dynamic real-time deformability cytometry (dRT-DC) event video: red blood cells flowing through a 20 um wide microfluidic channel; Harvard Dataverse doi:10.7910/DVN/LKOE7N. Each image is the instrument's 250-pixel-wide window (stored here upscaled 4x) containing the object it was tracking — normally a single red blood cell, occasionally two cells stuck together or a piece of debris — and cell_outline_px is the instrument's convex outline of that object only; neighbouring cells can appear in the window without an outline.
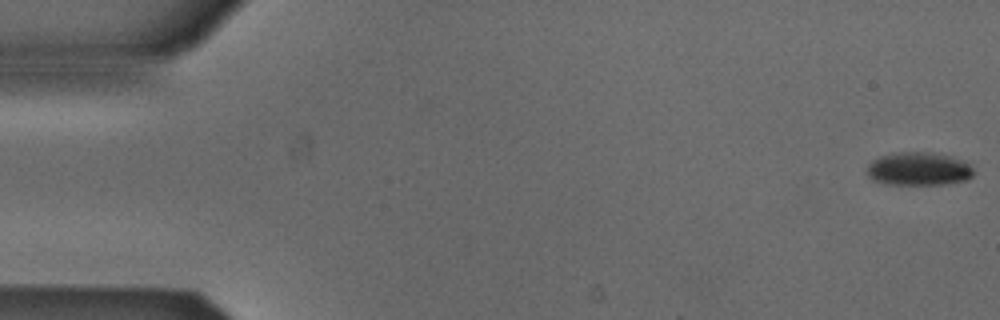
{"species": "Egyptian fruit bat (a non-hibernating species)", "species_latin": "Rousettus aegyptiacus", "temperature_condition": "cold", "stored_images_in_passage": 53, "camera_frame_rate_fps": 3000, "um_per_image_px": 0.085, "animal": {"sex": "male"}, "frame": {"image": 1, "passage_image": 1, "time_ms": 0.0, "image_size_px": [1000, 320], "cell_outline_px": [[972, 176], [968, 180], [948, 184], [884, 184], [872, 180], [868, 176], [868, 164], [872, 160], [880, 156], [900, 152], [928, 152], [952, 156], [968, 164], [972, 168]], "centroid_in_image_um": [78.07, 14.36], "position_along_channel_um": 6.9, "area_um2": 20.63}}
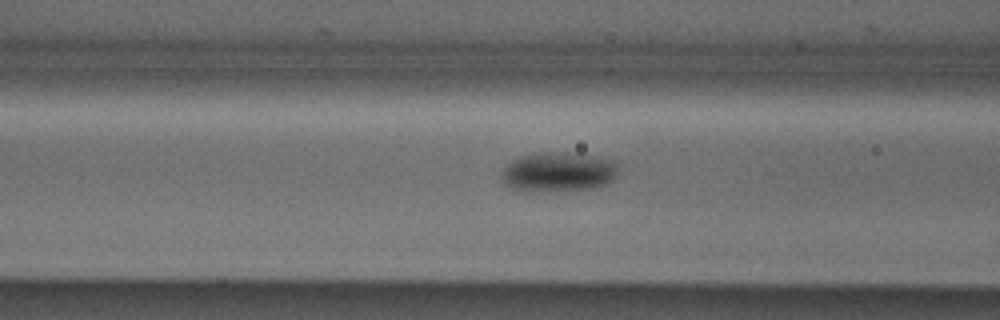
{"frame": {"image": 2, "passage_image": 21, "time_ms": 6.667, "image_size_px": [1000, 320], "cell_outline_px": [[616, 176], [612, 180], [604, 184], [592, 188], [556, 192], [524, 192], [512, 188], [504, 184], [500, 176], [500, 172], [512, 160], [520, 156], [540, 152], [552, 152], [592, 156], [612, 160], [616, 164]], "centroid_in_image_um": [47.37, 14.65], "position_along_channel_um": 119.2, "area_um2": 27.05}}
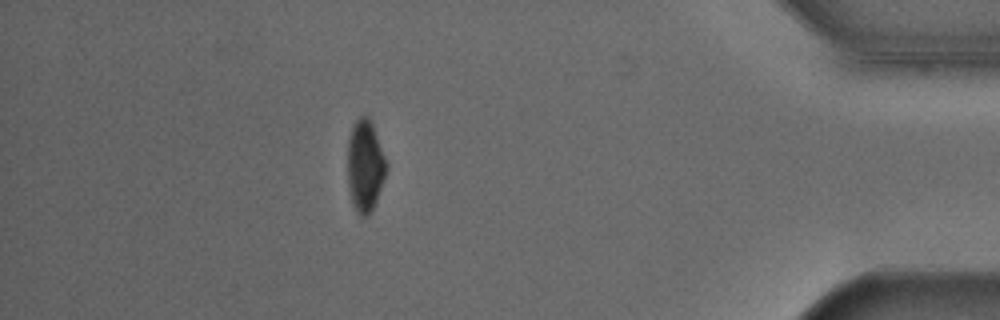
{"frame": {"image": 3, "passage_image": 47, "time_ms": 15.333, "image_size_px": [1000, 320], "cell_outline_px": [[388, 168], [376, 200], [372, 208], [364, 216], [356, 212], [352, 200], [348, 184], [348, 136], [352, 124], [360, 116], [368, 116], [372, 124], [388, 164]], "centroid_in_image_um": [31.03, 14.03], "position_along_channel_um": 404.2, "area_um2": 20.46}, "authors_computed_cell_mechanics": {"area_um2": 22.8888, "velocity_mm_per_s": 3.8625, "shape_relaxation_time_tau1_ms": 3.663, "shape_relaxation_time_tau2_ms": null, "deformation_change_tau1": 0.0724, "deformation_change_tau2": null}}